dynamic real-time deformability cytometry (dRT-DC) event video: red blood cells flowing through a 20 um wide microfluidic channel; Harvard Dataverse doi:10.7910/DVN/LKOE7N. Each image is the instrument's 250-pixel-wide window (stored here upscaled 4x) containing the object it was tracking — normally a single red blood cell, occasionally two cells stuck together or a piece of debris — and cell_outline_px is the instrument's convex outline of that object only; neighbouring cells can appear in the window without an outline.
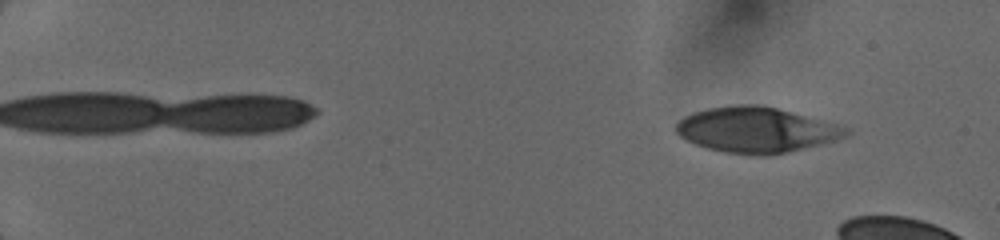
{"species": "human", "species_latin": "Homo sapiens", "temperature_condition": "cold", "stored_images_in_passage": 14, "camera_frame_rate_fps": 3000, "um_per_image_px": 0.085, "donor": {"sex": "female"}, "frame": {"image": 1, "passage_image": 5, "time_ms": 1.333, "image_size_px": [1000, 240], "cell_outline_px": [[852, 132], [848, 136], [836, 140], [788, 152], [764, 156], [724, 152], [708, 148], [696, 144], [680, 136], [676, 132], [676, 124], [684, 116], [708, 108], [736, 104], [760, 104], [792, 112], [836, 124], [848, 128]], "centroid_in_image_um": [64.3, 11.04], "position_along_channel_um": 20.7, "area_um2": 44.74}}